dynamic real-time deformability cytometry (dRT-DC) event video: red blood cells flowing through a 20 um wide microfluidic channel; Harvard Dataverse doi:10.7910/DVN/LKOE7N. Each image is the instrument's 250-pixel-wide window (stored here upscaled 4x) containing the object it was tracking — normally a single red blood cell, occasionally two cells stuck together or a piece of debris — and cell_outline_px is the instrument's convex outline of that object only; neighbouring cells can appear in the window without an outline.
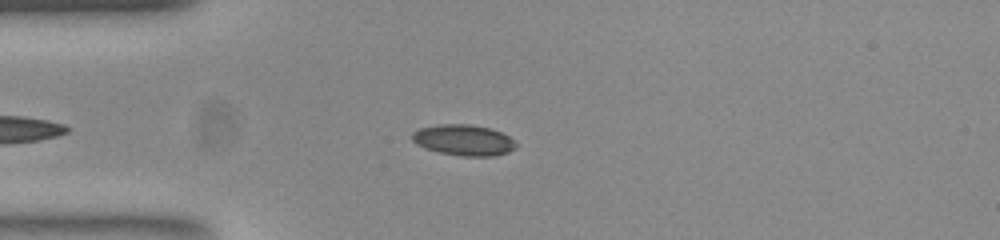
{"species": "common noctule bat (a hibernating species)", "species_latin": "Nyctalus noctula", "temperature_condition": "room temperature", "stored_images_in_passage": 47, "camera_frame_rate_fps": 3000, "um_per_image_px": 0.085, "animal": {"sex": "female", "body_mass_g": 23.0, "forearm_length_mm": 53.4}, "frame": {"image": 1, "passage_image": 11, "time_ms": 3.333, "image_size_px": [1000, 240], "cell_outline_px": [[516, 148], [508, 152], [496, 156], [460, 156], [440, 152], [424, 148], [416, 144], [412, 140], [412, 132], [420, 128], [440, 124], [468, 124], [488, 128], [500, 132], [508, 136], [516, 144]], "centroid_in_image_um": [39.39, 11.91], "position_along_channel_um": 45.6, "area_um2": 18.61}}
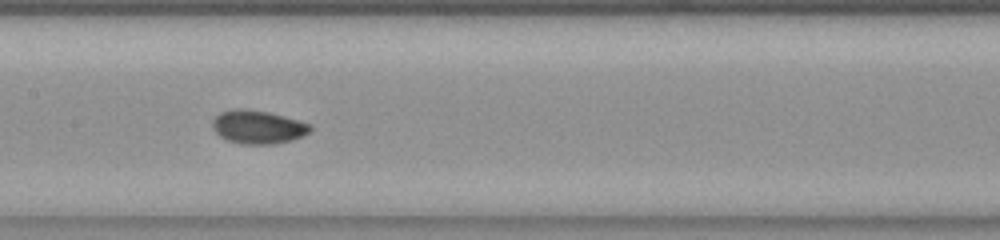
{"frame": {"image": 2, "passage_image": 23, "time_ms": 7.333, "image_size_px": [1000, 240], "cell_outline_px": [[312, 128], [304, 136], [292, 140], [272, 144], [244, 144], [228, 140], [220, 136], [212, 128], [212, 120], [220, 112], [236, 108], [244, 108], [268, 112], [284, 116], [312, 124]], "centroid_in_image_um": [21.93, 10.79], "position_along_channel_um": 185.5, "area_um2": 19.07}}
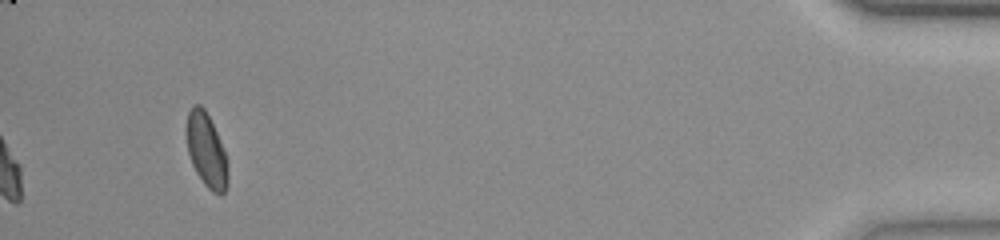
{"frame": {"image": 3, "passage_image": 47, "time_ms": 15.333, "image_size_px": [1000, 240], "cell_outline_px": [[228, 184], [224, 192], [220, 196], [212, 192], [204, 184], [196, 172], [192, 164], [188, 152], [184, 132], [188, 112], [192, 104], [200, 104], [204, 108], [220, 140], [228, 164]], "centroid_in_image_um": [17.52, 12.77], "position_along_channel_um": 417.7, "area_um2": 18.09}, "authors_computed_cell_mechanics": {"area_um2": 18.2648, "velocity_mm_per_s": 3.8766, "shape_relaxation_time_tau1_ms": 3.4201, "shape_relaxation_time_tau2_ms": 1.6407, "deformation_change_tau1": 0.112, "deformation_change_tau2": 0.0521}}